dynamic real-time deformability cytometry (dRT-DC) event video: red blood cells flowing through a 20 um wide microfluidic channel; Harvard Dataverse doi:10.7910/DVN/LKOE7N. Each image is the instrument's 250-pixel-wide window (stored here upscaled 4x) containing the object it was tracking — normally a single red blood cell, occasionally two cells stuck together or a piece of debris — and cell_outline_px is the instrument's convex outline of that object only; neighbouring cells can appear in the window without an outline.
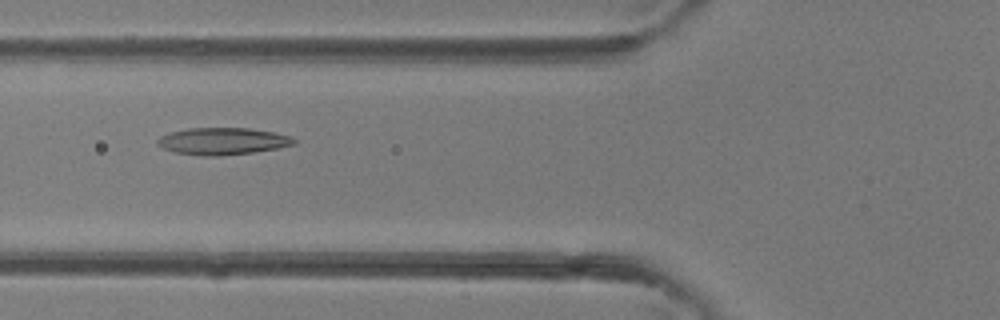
{"species": "common noctule bat (a hibernating species)", "species_latin": "Nyctalus noctula", "temperature_condition": "room temperature", "stored_images_in_passage": 40, "camera_frame_rate_fps": 3000, "um_per_image_px": 0.085, "animal": {"sex": "female"}, "frame": {"image": 1, "passage_image": 15, "time_ms": 4.667, "image_size_px": [1000, 320], "cell_outline_px": [[296, 144], [276, 148], [252, 152], [216, 156], [204, 156], [176, 152], [164, 148], [156, 144], [156, 140], [160, 136], [172, 132], [188, 128], [248, 128], [272, 132], [292, 136], [296, 140]], "centroid_in_image_um": [18.92, 11.99], "position_along_channel_um": 106.9, "area_um2": 21.27}}
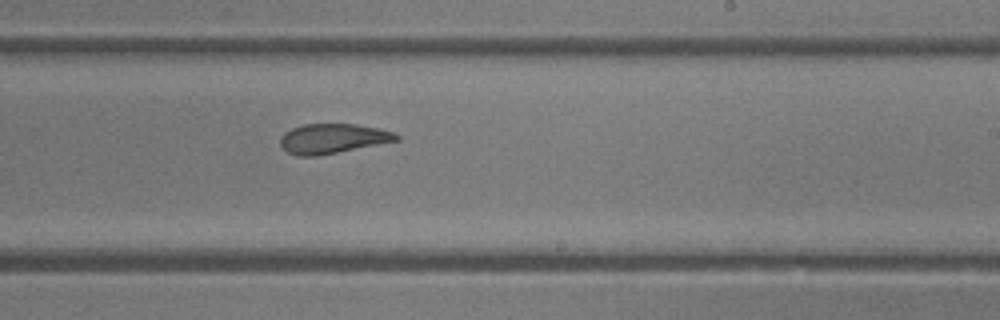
{"frame": {"image": 2, "passage_image": 24, "time_ms": 7.667, "image_size_px": [1000, 320], "cell_outline_px": [[400, 140], [316, 156], [296, 156], [288, 152], [280, 144], [280, 136], [284, 132], [292, 128], [304, 124], [356, 124], [376, 128], [392, 132], [400, 136]], "centroid_in_image_um": [28.25, 11.78], "position_along_channel_um": 260.8, "area_um2": 19.94}}
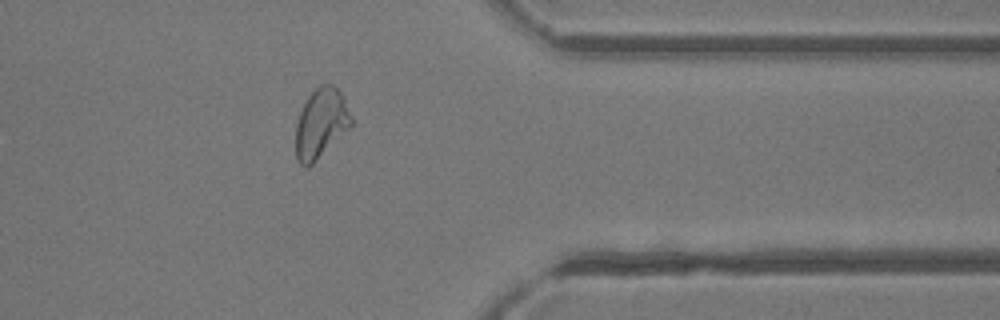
{"frame": {"image": 3, "passage_image": 32, "time_ms": 10.333, "image_size_px": [1000, 320], "cell_outline_px": [[352, 124], [308, 168], [304, 168], [296, 160], [296, 124], [300, 112], [308, 96], [320, 84], [332, 84], [340, 92], [352, 116]], "centroid_in_image_um": [27.25, 10.49], "position_along_channel_um": 384.1, "area_um2": 22.14}}